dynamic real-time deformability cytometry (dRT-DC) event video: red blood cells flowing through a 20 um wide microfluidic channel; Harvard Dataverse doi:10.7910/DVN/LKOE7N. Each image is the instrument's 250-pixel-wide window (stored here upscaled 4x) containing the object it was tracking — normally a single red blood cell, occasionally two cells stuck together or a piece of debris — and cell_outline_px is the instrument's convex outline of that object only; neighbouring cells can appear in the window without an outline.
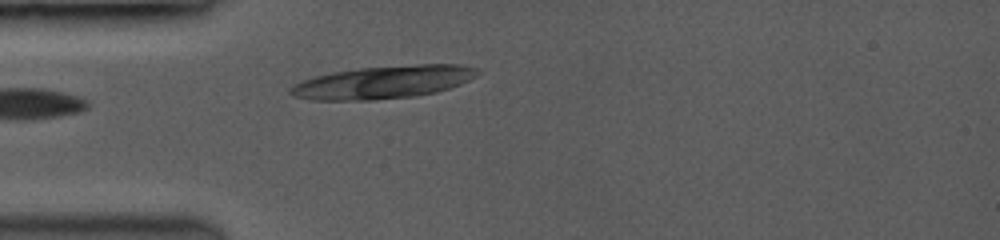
{"species": "common noctule bat (a hibernating species)", "species_latin": "Nyctalus noctula", "temperature_condition": "room temperature", "stored_images_in_passage": 48, "camera_frame_rate_fps": 3500, "um_per_image_px": 0.085, "animal": {"sex": "female", "body_mass_g": 19.0, "forearm_length_mm": 53.3}, "frame": {"image": 1, "passage_image": 1, "time_ms": 0.0, "image_size_px": [1000, 240], "cell_outline_px": [[476, 72], [468, 80], [460, 84], [436, 92], [412, 96], [372, 100], [312, 100], [296, 96], [288, 92], [296, 84], [304, 80], [316, 76], [332, 72], [360, 68], [420, 64], [460, 64], [476, 68]], "centroid_in_image_um": [32.56, 6.98], "position_along_channel_um": 52.4, "area_um2": 35.08}}